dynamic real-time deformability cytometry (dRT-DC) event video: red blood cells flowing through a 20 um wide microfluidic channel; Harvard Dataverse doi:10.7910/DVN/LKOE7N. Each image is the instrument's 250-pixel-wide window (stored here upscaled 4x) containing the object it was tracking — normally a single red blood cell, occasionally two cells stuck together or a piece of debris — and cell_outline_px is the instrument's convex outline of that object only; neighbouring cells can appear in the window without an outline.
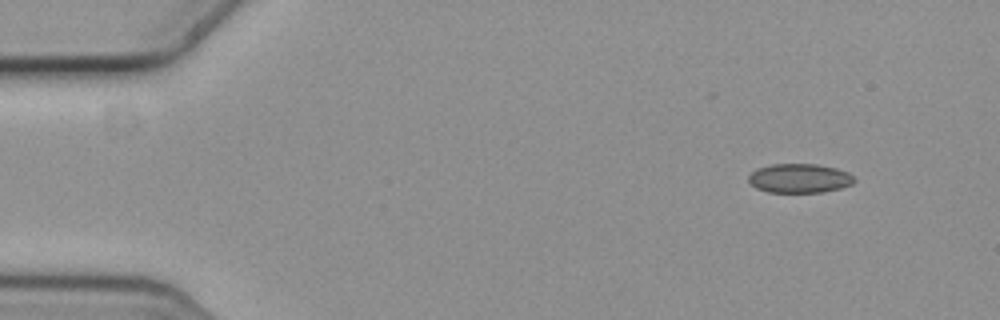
{"species": "common noctule bat (a hibernating species)", "species_latin": "Nyctalus noctula", "temperature_condition": "cold", "stored_images_in_passage": 6, "camera_frame_rate_fps": 3000, "um_per_image_px": 0.085, "animal": {"sex": "female", "body_mass_g": 19.3, "forearm_length_mm": 54.1}, "frame": {"image": 1, "passage_image": 1, "time_ms": 0.0, "image_size_px": [1000, 320], "cell_outline_px": [[856, 180], [852, 184], [840, 188], [824, 192], [768, 192], [756, 188], [748, 180], [748, 176], [756, 168], [772, 164], [816, 164], [836, 168], [848, 172]], "centroid_in_image_um": [67.95, 15.15], "position_along_channel_um": 17.0, "area_um2": 17.98}}